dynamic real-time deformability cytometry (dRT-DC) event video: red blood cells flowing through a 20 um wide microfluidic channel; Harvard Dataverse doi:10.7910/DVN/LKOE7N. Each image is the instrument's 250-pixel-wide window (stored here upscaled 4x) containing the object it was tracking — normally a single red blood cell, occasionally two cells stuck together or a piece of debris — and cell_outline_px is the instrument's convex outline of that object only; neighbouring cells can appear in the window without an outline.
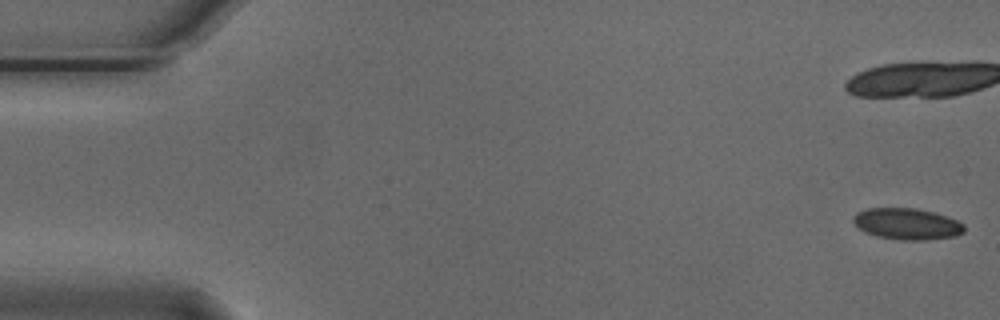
{"species": "Egyptian fruit bat (a non-hibernating species)", "species_latin": "Rousettus aegyptiacus", "temperature_condition": "cold", "stored_images_in_passage": 20, "camera_frame_rate_fps": 3000, "um_per_image_px": 0.085, "animal": {"sex": "male"}, "frame": {"image": 1, "passage_image": 1, "time_ms": 0.0, "image_size_px": [1000, 320], "cell_outline_px": [[964, 232], [956, 236], [928, 240], [900, 240], [876, 236], [864, 232], [856, 228], [852, 220], [852, 216], [856, 212], [868, 208], [916, 208], [932, 212], [956, 220], [964, 224]], "centroid_in_image_um": [77.04, 19.04], "position_along_channel_um": 8.0, "area_um2": 20.46}}